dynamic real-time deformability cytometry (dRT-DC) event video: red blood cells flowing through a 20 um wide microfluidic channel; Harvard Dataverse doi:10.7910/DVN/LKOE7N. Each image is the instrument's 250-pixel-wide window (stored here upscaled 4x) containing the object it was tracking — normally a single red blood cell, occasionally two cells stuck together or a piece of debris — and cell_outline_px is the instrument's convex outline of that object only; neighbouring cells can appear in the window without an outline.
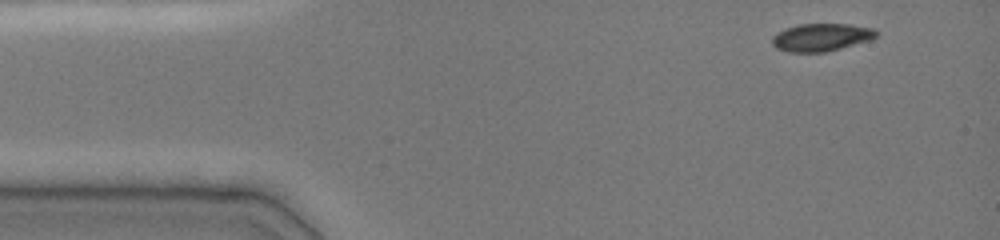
{"species": "common noctule bat (a hibernating species)", "species_latin": "Nyctalus noctula", "temperature_condition": "cold", "stored_images_in_passage": 9, "camera_frame_rate_fps": 3000, "um_per_image_px": 0.085, "animal": {"sex": "female", "body_mass_g": 19.0, "forearm_length_mm": 51.5}, "frame": {"image": 1, "passage_image": 1, "time_ms": 0.0, "image_size_px": [1000, 240], "cell_outline_px": [[876, 36], [872, 40], [824, 52], [788, 52], [776, 48], [772, 44], [772, 36], [784, 28], [796, 24], [848, 24], [872, 28], [876, 32]], "centroid_in_image_um": [69.77, 3.17], "position_along_channel_um": 15.2, "area_um2": 16.82}}
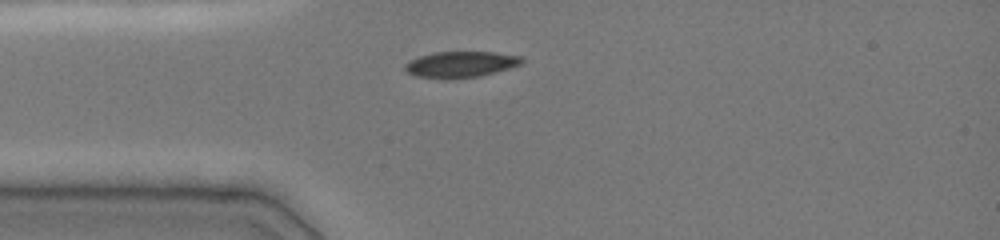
{"frame": {"image": 2, "passage_image": 6, "time_ms": 2.667, "image_size_px": [1000, 240], "cell_outline_px": [[524, 60], [520, 64], [496, 72], [480, 76], [448, 80], [416, 76], [408, 72], [404, 68], [404, 64], [420, 56], [432, 52], [492, 52], [520, 56]], "centroid_in_image_um": [39.13, 5.48], "position_along_channel_um": 45.9, "area_um2": 17.74}}
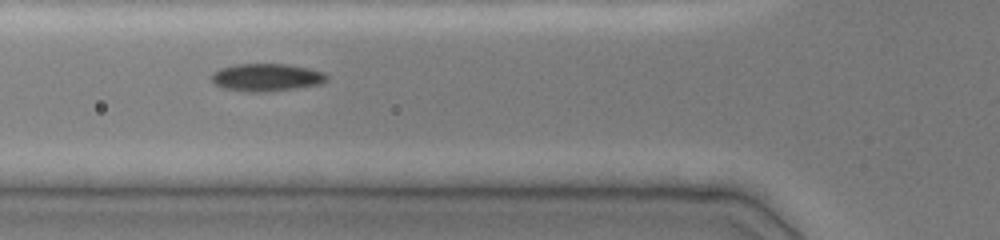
{"frame": {"image": 3, "passage_image": 8, "time_ms": 4.333, "image_size_px": [1000, 240], "cell_outline_px": [[328, 80], [320, 84], [268, 92], [248, 92], [224, 88], [216, 84], [212, 80], [212, 72], [220, 68], [236, 64], [288, 64], [308, 68], [324, 72], [328, 76]], "centroid_in_image_um": [22.67, 6.57], "position_along_channel_um": 103.1, "area_um2": 18.55}}